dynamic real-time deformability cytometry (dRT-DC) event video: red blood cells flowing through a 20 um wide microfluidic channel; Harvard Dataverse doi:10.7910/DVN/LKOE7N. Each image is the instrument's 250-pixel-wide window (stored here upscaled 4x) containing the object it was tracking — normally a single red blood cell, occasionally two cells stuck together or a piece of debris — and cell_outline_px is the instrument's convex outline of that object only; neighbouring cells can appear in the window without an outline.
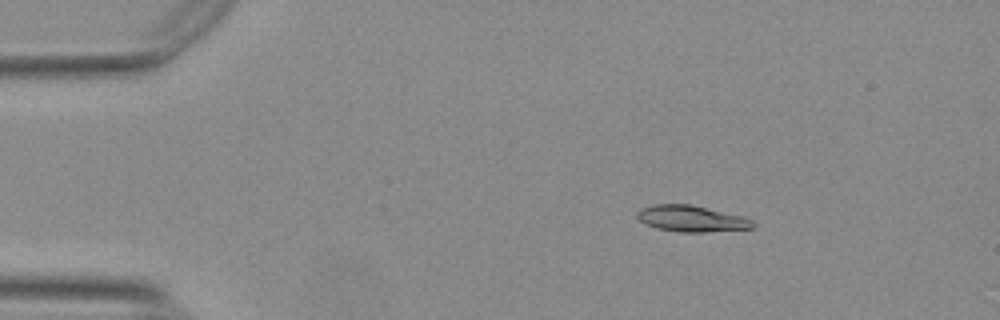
{"species": "Egyptian fruit bat (a non-hibernating species)", "species_latin": "Rousettus aegyptiacus", "temperature_condition": "warm", "stored_images_in_passage": 53, "camera_frame_rate_fps": 3000, "um_per_image_px": 0.085, "animal": {"sex": "female"}, "frame": {"image": 1, "passage_image": 9, "time_ms": 2.667, "image_size_px": [1000, 320], "cell_outline_px": [[752, 228], [704, 232], [680, 232], [656, 228], [640, 220], [636, 216], [636, 212], [644, 208], [656, 204], [688, 204], [744, 216], [752, 220]], "centroid_in_image_um": [58.77, 18.58], "position_along_channel_um": 26.2, "area_um2": 17.34}}
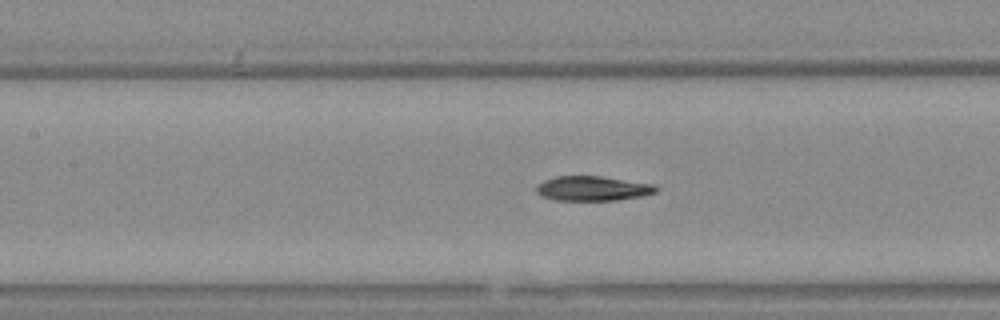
{"frame": {"image": 2, "passage_image": 25, "time_ms": 8.0, "image_size_px": [1000, 320], "cell_outline_px": [[660, 188], [656, 192], [644, 196], [616, 200], [556, 200], [540, 196], [536, 192], [536, 188], [544, 180], [556, 176], [600, 176], [652, 184]], "centroid_in_image_um": [50.38, 16.02], "position_along_channel_um": 157.0, "area_um2": 17.17}}
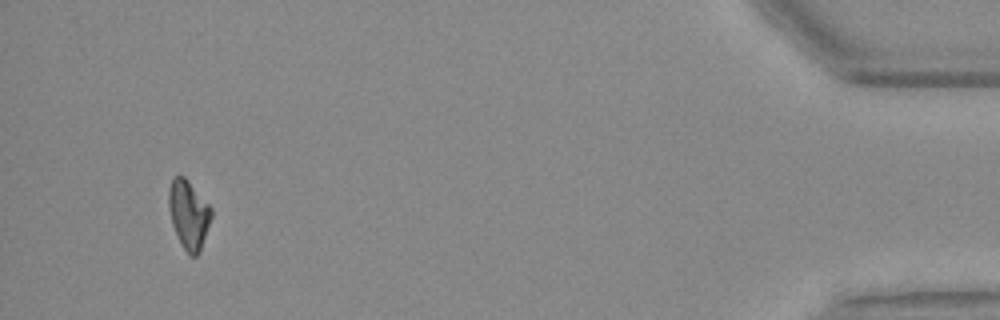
{"frame": {"image": 3, "passage_image": 52, "time_ms": 17.0, "image_size_px": [1000, 320], "cell_outline_px": [[212, 216], [200, 252], [196, 256], [188, 256], [172, 224], [168, 208], [168, 188], [172, 180], [176, 176], [184, 176], [212, 208]], "centroid_in_image_um": [16.04, 18.24], "position_along_channel_um": 419.2, "area_um2": 16.94}}